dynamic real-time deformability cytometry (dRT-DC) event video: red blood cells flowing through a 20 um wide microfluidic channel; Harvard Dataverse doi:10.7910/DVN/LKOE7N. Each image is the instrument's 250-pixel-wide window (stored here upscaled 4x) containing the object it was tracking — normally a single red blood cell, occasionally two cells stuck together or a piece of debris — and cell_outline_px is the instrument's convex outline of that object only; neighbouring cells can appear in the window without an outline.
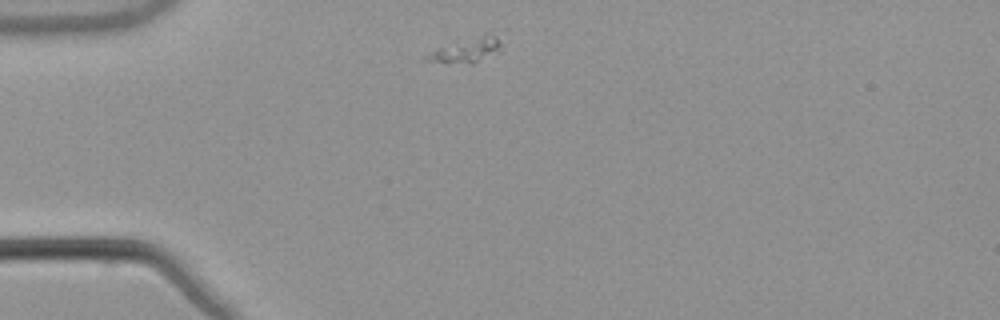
{"species": "common noctule bat (a hibernating species)", "species_latin": "Nyctalus noctula", "temperature_condition": "warm", "stored_images_in_passage": 41, "camera_frame_rate_fps": 3000, "um_per_image_px": 0.085, "animal": {"sex": "male", "body_mass_g": 21.5, "forearm_length_mm": 52.0}, "frame": {"image": 1, "passage_image": 1, "time_ms": 0.0, "image_size_px": [1000, 320], "cell_outline_px": [[500, 52], [472, 64], [448, 64], [424, 60], [424, 56], [436, 48], [488, 32], [492, 32], [500, 44]], "centroid_in_image_um": [39.62, 4.29], "position_along_channel_um": 45.4, "area_um2": 10.92}}
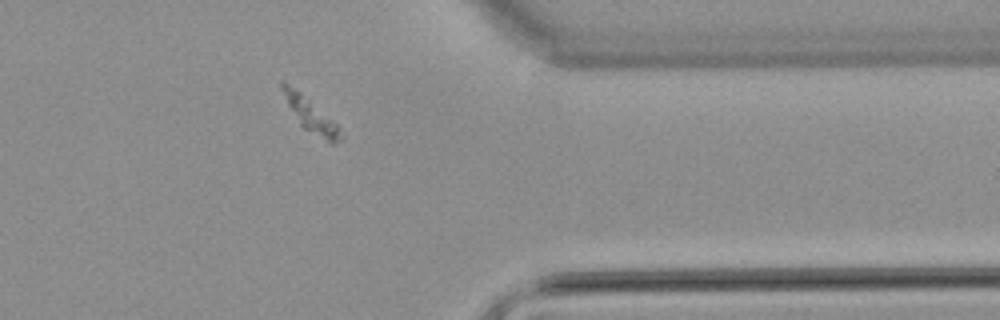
{"frame": {"image": 2, "passage_image": 31, "time_ms": 10.0, "image_size_px": [1000, 320], "cell_outline_px": [[344, 136], [340, 140], [332, 144], [328, 144], [304, 128], [300, 124], [288, 104], [280, 88], [280, 84], [284, 84], [300, 92], [332, 120], [344, 132]], "centroid_in_image_um": [26.51, 9.9], "position_along_channel_um": 384.9, "area_um2": 10.98}}
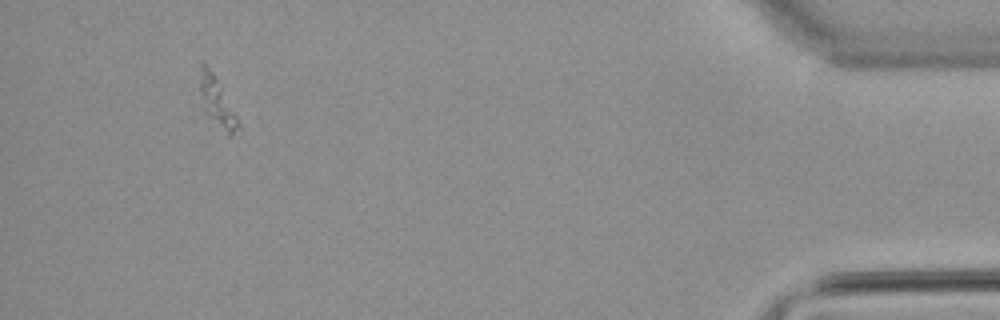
{"frame": {"image": 3, "passage_image": 38, "time_ms": 12.333, "image_size_px": [1000, 320], "cell_outline_px": [[240, 124], [232, 136], [228, 136], [204, 108], [200, 88], [200, 60], [216, 76]], "centroid_in_image_um": [18.45, 8.63], "position_along_channel_um": 416.8, "area_um2": 10.23}}